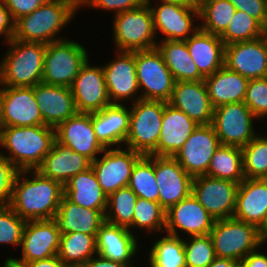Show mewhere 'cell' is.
<instances>
[{"mask_svg":"<svg viewBox=\"0 0 267 267\" xmlns=\"http://www.w3.org/2000/svg\"><path fill=\"white\" fill-rule=\"evenodd\" d=\"M143 0H92L87 7L114 11L115 15L143 5Z\"/></svg>","mask_w":267,"mask_h":267,"instance_id":"cell-50","label":"cell"},{"mask_svg":"<svg viewBox=\"0 0 267 267\" xmlns=\"http://www.w3.org/2000/svg\"><path fill=\"white\" fill-rule=\"evenodd\" d=\"M267 214V180L245 178L238 187L234 218L258 228Z\"/></svg>","mask_w":267,"mask_h":267,"instance_id":"cell-29","label":"cell"},{"mask_svg":"<svg viewBox=\"0 0 267 267\" xmlns=\"http://www.w3.org/2000/svg\"><path fill=\"white\" fill-rule=\"evenodd\" d=\"M28 267H69L57 255L26 263Z\"/></svg>","mask_w":267,"mask_h":267,"instance_id":"cell-54","label":"cell"},{"mask_svg":"<svg viewBox=\"0 0 267 267\" xmlns=\"http://www.w3.org/2000/svg\"><path fill=\"white\" fill-rule=\"evenodd\" d=\"M237 263L232 259L216 257L208 267H234Z\"/></svg>","mask_w":267,"mask_h":267,"instance_id":"cell-55","label":"cell"},{"mask_svg":"<svg viewBox=\"0 0 267 267\" xmlns=\"http://www.w3.org/2000/svg\"><path fill=\"white\" fill-rule=\"evenodd\" d=\"M34 96L45 125L56 128L77 113L69 87L39 83L34 86Z\"/></svg>","mask_w":267,"mask_h":267,"instance_id":"cell-24","label":"cell"},{"mask_svg":"<svg viewBox=\"0 0 267 267\" xmlns=\"http://www.w3.org/2000/svg\"><path fill=\"white\" fill-rule=\"evenodd\" d=\"M1 35H4L5 43L13 38L14 35V22L3 0H0V37Z\"/></svg>","mask_w":267,"mask_h":267,"instance_id":"cell-51","label":"cell"},{"mask_svg":"<svg viewBox=\"0 0 267 267\" xmlns=\"http://www.w3.org/2000/svg\"><path fill=\"white\" fill-rule=\"evenodd\" d=\"M64 196L72 203L85 208H107L108 197L97 181L92 167L73 176L64 185Z\"/></svg>","mask_w":267,"mask_h":267,"instance_id":"cell-33","label":"cell"},{"mask_svg":"<svg viewBox=\"0 0 267 267\" xmlns=\"http://www.w3.org/2000/svg\"><path fill=\"white\" fill-rule=\"evenodd\" d=\"M236 10L246 12L256 19L265 29L267 28L266 0H229Z\"/></svg>","mask_w":267,"mask_h":267,"instance_id":"cell-48","label":"cell"},{"mask_svg":"<svg viewBox=\"0 0 267 267\" xmlns=\"http://www.w3.org/2000/svg\"><path fill=\"white\" fill-rule=\"evenodd\" d=\"M152 0H143L144 4L146 5H151ZM191 0H157V3L159 2H172V3H187L190 2Z\"/></svg>","mask_w":267,"mask_h":267,"instance_id":"cell-59","label":"cell"},{"mask_svg":"<svg viewBox=\"0 0 267 267\" xmlns=\"http://www.w3.org/2000/svg\"><path fill=\"white\" fill-rule=\"evenodd\" d=\"M155 177L159 203L165 211L192 194L193 177L174 157L155 156Z\"/></svg>","mask_w":267,"mask_h":267,"instance_id":"cell-19","label":"cell"},{"mask_svg":"<svg viewBox=\"0 0 267 267\" xmlns=\"http://www.w3.org/2000/svg\"><path fill=\"white\" fill-rule=\"evenodd\" d=\"M259 229V237L261 239L262 244L267 242V214L264 222L260 225Z\"/></svg>","mask_w":267,"mask_h":267,"instance_id":"cell-58","label":"cell"},{"mask_svg":"<svg viewBox=\"0 0 267 267\" xmlns=\"http://www.w3.org/2000/svg\"><path fill=\"white\" fill-rule=\"evenodd\" d=\"M124 104H110L99 112L91 113L97 140L105 149L116 145L120 148V144H125L129 132L130 109Z\"/></svg>","mask_w":267,"mask_h":267,"instance_id":"cell-26","label":"cell"},{"mask_svg":"<svg viewBox=\"0 0 267 267\" xmlns=\"http://www.w3.org/2000/svg\"><path fill=\"white\" fill-rule=\"evenodd\" d=\"M76 12L69 3L63 0H50L14 23L13 38L44 44L62 40L58 32L60 33L73 20Z\"/></svg>","mask_w":267,"mask_h":267,"instance_id":"cell-4","label":"cell"},{"mask_svg":"<svg viewBox=\"0 0 267 267\" xmlns=\"http://www.w3.org/2000/svg\"><path fill=\"white\" fill-rule=\"evenodd\" d=\"M105 211L106 209L79 206L63 196L53 220L60 234L79 232L96 237L100 226L105 222Z\"/></svg>","mask_w":267,"mask_h":267,"instance_id":"cell-30","label":"cell"},{"mask_svg":"<svg viewBox=\"0 0 267 267\" xmlns=\"http://www.w3.org/2000/svg\"><path fill=\"white\" fill-rule=\"evenodd\" d=\"M152 245L150 267H186L184 239L181 237L167 234Z\"/></svg>","mask_w":267,"mask_h":267,"instance_id":"cell-40","label":"cell"},{"mask_svg":"<svg viewBox=\"0 0 267 267\" xmlns=\"http://www.w3.org/2000/svg\"><path fill=\"white\" fill-rule=\"evenodd\" d=\"M213 108L243 102L249 79L225 66L204 79Z\"/></svg>","mask_w":267,"mask_h":267,"instance_id":"cell-32","label":"cell"},{"mask_svg":"<svg viewBox=\"0 0 267 267\" xmlns=\"http://www.w3.org/2000/svg\"><path fill=\"white\" fill-rule=\"evenodd\" d=\"M186 240H184L186 267H208L216 258L209 234L189 236Z\"/></svg>","mask_w":267,"mask_h":267,"instance_id":"cell-44","label":"cell"},{"mask_svg":"<svg viewBox=\"0 0 267 267\" xmlns=\"http://www.w3.org/2000/svg\"><path fill=\"white\" fill-rule=\"evenodd\" d=\"M245 178L267 177V136L257 134L242 147Z\"/></svg>","mask_w":267,"mask_h":267,"instance_id":"cell-42","label":"cell"},{"mask_svg":"<svg viewBox=\"0 0 267 267\" xmlns=\"http://www.w3.org/2000/svg\"><path fill=\"white\" fill-rule=\"evenodd\" d=\"M239 183L210 177L193 178L192 194L206 211L215 219L234 216Z\"/></svg>","mask_w":267,"mask_h":267,"instance_id":"cell-12","label":"cell"},{"mask_svg":"<svg viewBox=\"0 0 267 267\" xmlns=\"http://www.w3.org/2000/svg\"><path fill=\"white\" fill-rule=\"evenodd\" d=\"M63 196L61 183L37 170H24L15 179L9 206L25 221L53 219Z\"/></svg>","mask_w":267,"mask_h":267,"instance_id":"cell-1","label":"cell"},{"mask_svg":"<svg viewBox=\"0 0 267 267\" xmlns=\"http://www.w3.org/2000/svg\"><path fill=\"white\" fill-rule=\"evenodd\" d=\"M55 140V128L48 125L3 127L0 135L1 147L10 152L6 157L20 171L36 170Z\"/></svg>","mask_w":267,"mask_h":267,"instance_id":"cell-2","label":"cell"},{"mask_svg":"<svg viewBox=\"0 0 267 267\" xmlns=\"http://www.w3.org/2000/svg\"><path fill=\"white\" fill-rule=\"evenodd\" d=\"M20 170L0 151V207H8L12 200L15 179Z\"/></svg>","mask_w":267,"mask_h":267,"instance_id":"cell-47","label":"cell"},{"mask_svg":"<svg viewBox=\"0 0 267 267\" xmlns=\"http://www.w3.org/2000/svg\"><path fill=\"white\" fill-rule=\"evenodd\" d=\"M69 3L76 11L78 8L87 7L92 0H63Z\"/></svg>","mask_w":267,"mask_h":267,"instance_id":"cell-56","label":"cell"},{"mask_svg":"<svg viewBox=\"0 0 267 267\" xmlns=\"http://www.w3.org/2000/svg\"><path fill=\"white\" fill-rule=\"evenodd\" d=\"M135 64L139 90L136 99L169 102L175 79L157 48L135 51Z\"/></svg>","mask_w":267,"mask_h":267,"instance_id":"cell-9","label":"cell"},{"mask_svg":"<svg viewBox=\"0 0 267 267\" xmlns=\"http://www.w3.org/2000/svg\"><path fill=\"white\" fill-rule=\"evenodd\" d=\"M10 17L15 23L19 18L32 13L50 0H3Z\"/></svg>","mask_w":267,"mask_h":267,"instance_id":"cell-49","label":"cell"},{"mask_svg":"<svg viewBox=\"0 0 267 267\" xmlns=\"http://www.w3.org/2000/svg\"><path fill=\"white\" fill-rule=\"evenodd\" d=\"M240 263L244 267H267V255L255 250L244 257Z\"/></svg>","mask_w":267,"mask_h":267,"instance_id":"cell-52","label":"cell"},{"mask_svg":"<svg viewBox=\"0 0 267 267\" xmlns=\"http://www.w3.org/2000/svg\"><path fill=\"white\" fill-rule=\"evenodd\" d=\"M200 29L221 36L227 29L236 8L229 0H197Z\"/></svg>","mask_w":267,"mask_h":267,"instance_id":"cell-37","label":"cell"},{"mask_svg":"<svg viewBox=\"0 0 267 267\" xmlns=\"http://www.w3.org/2000/svg\"><path fill=\"white\" fill-rule=\"evenodd\" d=\"M116 58L102 66L111 104H122L124 100L137 101L139 91L135 64V51H116ZM121 102V103H120Z\"/></svg>","mask_w":267,"mask_h":267,"instance_id":"cell-20","label":"cell"},{"mask_svg":"<svg viewBox=\"0 0 267 267\" xmlns=\"http://www.w3.org/2000/svg\"><path fill=\"white\" fill-rule=\"evenodd\" d=\"M0 114L3 127L45 125L34 96V87H1Z\"/></svg>","mask_w":267,"mask_h":267,"instance_id":"cell-14","label":"cell"},{"mask_svg":"<svg viewBox=\"0 0 267 267\" xmlns=\"http://www.w3.org/2000/svg\"><path fill=\"white\" fill-rule=\"evenodd\" d=\"M113 39L117 51H142L156 48L158 44L153 16L148 5L123 11L113 18Z\"/></svg>","mask_w":267,"mask_h":267,"instance_id":"cell-8","label":"cell"},{"mask_svg":"<svg viewBox=\"0 0 267 267\" xmlns=\"http://www.w3.org/2000/svg\"><path fill=\"white\" fill-rule=\"evenodd\" d=\"M166 211L159 202L138 197L133 216V228L144 229L148 233L165 232ZM164 228V229H163Z\"/></svg>","mask_w":267,"mask_h":267,"instance_id":"cell-43","label":"cell"},{"mask_svg":"<svg viewBox=\"0 0 267 267\" xmlns=\"http://www.w3.org/2000/svg\"><path fill=\"white\" fill-rule=\"evenodd\" d=\"M209 235L216 257L232 259L238 263L263 245L257 226L234 217L215 220Z\"/></svg>","mask_w":267,"mask_h":267,"instance_id":"cell-6","label":"cell"},{"mask_svg":"<svg viewBox=\"0 0 267 267\" xmlns=\"http://www.w3.org/2000/svg\"><path fill=\"white\" fill-rule=\"evenodd\" d=\"M234 267H244L241 263H237Z\"/></svg>","mask_w":267,"mask_h":267,"instance_id":"cell-61","label":"cell"},{"mask_svg":"<svg viewBox=\"0 0 267 267\" xmlns=\"http://www.w3.org/2000/svg\"><path fill=\"white\" fill-rule=\"evenodd\" d=\"M220 145L212 124L199 125L173 157L193 178L206 175L210 160Z\"/></svg>","mask_w":267,"mask_h":267,"instance_id":"cell-15","label":"cell"},{"mask_svg":"<svg viewBox=\"0 0 267 267\" xmlns=\"http://www.w3.org/2000/svg\"><path fill=\"white\" fill-rule=\"evenodd\" d=\"M224 66L247 79L267 77V36L225 45Z\"/></svg>","mask_w":267,"mask_h":267,"instance_id":"cell-16","label":"cell"},{"mask_svg":"<svg viewBox=\"0 0 267 267\" xmlns=\"http://www.w3.org/2000/svg\"><path fill=\"white\" fill-rule=\"evenodd\" d=\"M88 59L87 50L77 41L64 38L46 44L42 83L70 88Z\"/></svg>","mask_w":267,"mask_h":267,"instance_id":"cell-7","label":"cell"},{"mask_svg":"<svg viewBox=\"0 0 267 267\" xmlns=\"http://www.w3.org/2000/svg\"><path fill=\"white\" fill-rule=\"evenodd\" d=\"M60 236L53 219L26 221L20 245L22 257L17 260L30 263L57 255Z\"/></svg>","mask_w":267,"mask_h":267,"instance_id":"cell-22","label":"cell"},{"mask_svg":"<svg viewBox=\"0 0 267 267\" xmlns=\"http://www.w3.org/2000/svg\"><path fill=\"white\" fill-rule=\"evenodd\" d=\"M55 139L58 143L87 157L91 162L105 148L97 140L91 122V113L77 112L55 128Z\"/></svg>","mask_w":267,"mask_h":267,"instance_id":"cell-21","label":"cell"},{"mask_svg":"<svg viewBox=\"0 0 267 267\" xmlns=\"http://www.w3.org/2000/svg\"><path fill=\"white\" fill-rule=\"evenodd\" d=\"M70 88L77 112L95 113L111 104L102 65L92 66L89 59L81 67Z\"/></svg>","mask_w":267,"mask_h":267,"instance_id":"cell-17","label":"cell"},{"mask_svg":"<svg viewBox=\"0 0 267 267\" xmlns=\"http://www.w3.org/2000/svg\"><path fill=\"white\" fill-rule=\"evenodd\" d=\"M206 175L240 184L245 179L242 148L220 145L210 160Z\"/></svg>","mask_w":267,"mask_h":267,"instance_id":"cell-35","label":"cell"},{"mask_svg":"<svg viewBox=\"0 0 267 267\" xmlns=\"http://www.w3.org/2000/svg\"><path fill=\"white\" fill-rule=\"evenodd\" d=\"M80 267H133V266L108 260L97 254L92 258H90L85 264L81 265Z\"/></svg>","mask_w":267,"mask_h":267,"instance_id":"cell-53","label":"cell"},{"mask_svg":"<svg viewBox=\"0 0 267 267\" xmlns=\"http://www.w3.org/2000/svg\"><path fill=\"white\" fill-rule=\"evenodd\" d=\"M198 126L184 112L165 102L157 151L153 155L173 157Z\"/></svg>","mask_w":267,"mask_h":267,"instance_id":"cell-27","label":"cell"},{"mask_svg":"<svg viewBox=\"0 0 267 267\" xmlns=\"http://www.w3.org/2000/svg\"><path fill=\"white\" fill-rule=\"evenodd\" d=\"M25 223L10 206L0 207V245H21Z\"/></svg>","mask_w":267,"mask_h":267,"instance_id":"cell-45","label":"cell"},{"mask_svg":"<svg viewBox=\"0 0 267 267\" xmlns=\"http://www.w3.org/2000/svg\"><path fill=\"white\" fill-rule=\"evenodd\" d=\"M138 240L128 228L104 222L97 232V254L108 260L132 265L138 251Z\"/></svg>","mask_w":267,"mask_h":267,"instance_id":"cell-25","label":"cell"},{"mask_svg":"<svg viewBox=\"0 0 267 267\" xmlns=\"http://www.w3.org/2000/svg\"><path fill=\"white\" fill-rule=\"evenodd\" d=\"M6 44L10 48L0 62V86L34 87L42 83L46 44L14 38Z\"/></svg>","mask_w":267,"mask_h":267,"instance_id":"cell-3","label":"cell"},{"mask_svg":"<svg viewBox=\"0 0 267 267\" xmlns=\"http://www.w3.org/2000/svg\"><path fill=\"white\" fill-rule=\"evenodd\" d=\"M168 103L184 112L198 125L212 124L214 108L204 80L175 82L172 97Z\"/></svg>","mask_w":267,"mask_h":267,"instance_id":"cell-23","label":"cell"},{"mask_svg":"<svg viewBox=\"0 0 267 267\" xmlns=\"http://www.w3.org/2000/svg\"><path fill=\"white\" fill-rule=\"evenodd\" d=\"M97 255L94 235L73 232L60 236L57 256L69 267H80Z\"/></svg>","mask_w":267,"mask_h":267,"instance_id":"cell-36","label":"cell"},{"mask_svg":"<svg viewBox=\"0 0 267 267\" xmlns=\"http://www.w3.org/2000/svg\"><path fill=\"white\" fill-rule=\"evenodd\" d=\"M128 186L138 197L159 202V186L155 177L154 155H143L136 162Z\"/></svg>","mask_w":267,"mask_h":267,"instance_id":"cell-39","label":"cell"},{"mask_svg":"<svg viewBox=\"0 0 267 267\" xmlns=\"http://www.w3.org/2000/svg\"><path fill=\"white\" fill-rule=\"evenodd\" d=\"M91 167V161L56 140L36 170L63 186L75 175Z\"/></svg>","mask_w":267,"mask_h":267,"instance_id":"cell-28","label":"cell"},{"mask_svg":"<svg viewBox=\"0 0 267 267\" xmlns=\"http://www.w3.org/2000/svg\"><path fill=\"white\" fill-rule=\"evenodd\" d=\"M214 222L215 219L191 194L166 211L165 232L178 237L180 230L185 231L187 236L207 235L211 232Z\"/></svg>","mask_w":267,"mask_h":267,"instance_id":"cell-18","label":"cell"},{"mask_svg":"<svg viewBox=\"0 0 267 267\" xmlns=\"http://www.w3.org/2000/svg\"><path fill=\"white\" fill-rule=\"evenodd\" d=\"M185 42L192 60L204 78L224 67L225 44L220 36L199 28Z\"/></svg>","mask_w":267,"mask_h":267,"instance_id":"cell-31","label":"cell"},{"mask_svg":"<svg viewBox=\"0 0 267 267\" xmlns=\"http://www.w3.org/2000/svg\"><path fill=\"white\" fill-rule=\"evenodd\" d=\"M243 102L252 111L256 120L267 116V77L249 80Z\"/></svg>","mask_w":267,"mask_h":267,"instance_id":"cell-46","label":"cell"},{"mask_svg":"<svg viewBox=\"0 0 267 267\" xmlns=\"http://www.w3.org/2000/svg\"><path fill=\"white\" fill-rule=\"evenodd\" d=\"M164 108V101L140 99L132 103L129 132L125 141L128 149L145 156L157 151Z\"/></svg>","mask_w":267,"mask_h":267,"instance_id":"cell-5","label":"cell"},{"mask_svg":"<svg viewBox=\"0 0 267 267\" xmlns=\"http://www.w3.org/2000/svg\"><path fill=\"white\" fill-rule=\"evenodd\" d=\"M3 263V267H28L26 263L20 262L12 257L5 259Z\"/></svg>","mask_w":267,"mask_h":267,"instance_id":"cell-57","label":"cell"},{"mask_svg":"<svg viewBox=\"0 0 267 267\" xmlns=\"http://www.w3.org/2000/svg\"><path fill=\"white\" fill-rule=\"evenodd\" d=\"M137 199L138 196L129 186L119 188L110 194L107 198L105 221L131 231Z\"/></svg>","mask_w":267,"mask_h":267,"instance_id":"cell-38","label":"cell"},{"mask_svg":"<svg viewBox=\"0 0 267 267\" xmlns=\"http://www.w3.org/2000/svg\"><path fill=\"white\" fill-rule=\"evenodd\" d=\"M265 28L246 12L236 10L225 32L220 36L225 45L258 39Z\"/></svg>","mask_w":267,"mask_h":267,"instance_id":"cell-41","label":"cell"},{"mask_svg":"<svg viewBox=\"0 0 267 267\" xmlns=\"http://www.w3.org/2000/svg\"><path fill=\"white\" fill-rule=\"evenodd\" d=\"M148 6L152 12L155 34L161 32L165 36L161 41H185L200 28L199 24H193L194 20H199L197 0L187 3L160 2L156 6Z\"/></svg>","mask_w":267,"mask_h":267,"instance_id":"cell-10","label":"cell"},{"mask_svg":"<svg viewBox=\"0 0 267 267\" xmlns=\"http://www.w3.org/2000/svg\"><path fill=\"white\" fill-rule=\"evenodd\" d=\"M254 118L244 102L214 108L212 125L221 145L246 146L258 134L253 125Z\"/></svg>","mask_w":267,"mask_h":267,"instance_id":"cell-11","label":"cell"},{"mask_svg":"<svg viewBox=\"0 0 267 267\" xmlns=\"http://www.w3.org/2000/svg\"><path fill=\"white\" fill-rule=\"evenodd\" d=\"M3 130V126H2V122H1V114H0V135H1V131Z\"/></svg>","mask_w":267,"mask_h":267,"instance_id":"cell-60","label":"cell"},{"mask_svg":"<svg viewBox=\"0 0 267 267\" xmlns=\"http://www.w3.org/2000/svg\"><path fill=\"white\" fill-rule=\"evenodd\" d=\"M121 149H105L102 157L91 162L97 181L107 197L119 188L128 186L132 170L143 156L132 149Z\"/></svg>","mask_w":267,"mask_h":267,"instance_id":"cell-13","label":"cell"},{"mask_svg":"<svg viewBox=\"0 0 267 267\" xmlns=\"http://www.w3.org/2000/svg\"><path fill=\"white\" fill-rule=\"evenodd\" d=\"M156 48L176 82L205 79L192 60L185 41L164 40L157 44Z\"/></svg>","mask_w":267,"mask_h":267,"instance_id":"cell-34","label":"cell"}]
</instances>
